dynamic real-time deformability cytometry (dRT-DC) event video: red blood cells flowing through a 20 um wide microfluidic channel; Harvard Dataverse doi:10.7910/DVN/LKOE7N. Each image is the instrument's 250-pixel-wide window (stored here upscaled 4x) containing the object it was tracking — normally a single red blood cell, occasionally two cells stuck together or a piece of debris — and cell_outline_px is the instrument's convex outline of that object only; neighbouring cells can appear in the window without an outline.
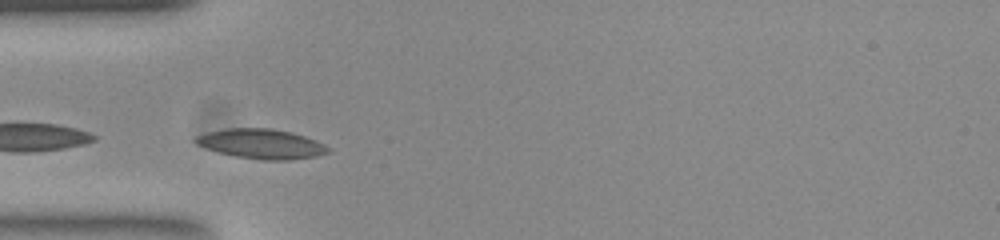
{"species": "common noctule bat (a hibernating species)", "species_latin": "Nyctalus noctula", "temperature_condition": "room temperature", "stored_images_in_passage": 30, "camera_frame_rate_fps": 3000, "um_per_image_px": 0.085, "animal": {"sex": "female", "body_mass_g": 23.0, "forearm_length_mm": 53.4}, "frame": {"image": 1, "passage_image": 5, "time_ms": 1.333, "image_size_px": [1000, 240], "cell_outline_px": [[328, 152], [316, 156], [288, 160], [264, 160], [236, 156], [220, 152], [196, 144], [192, 140], [196, 136], [208, 132], [224, 128], [272, 128], [292, 132], [304, 136], [324, 144], [328, 148]], "centroid_in_image_um": [22.2, 12.21], "position_along_channel_um": 62.8, "area_um2": 22.72}}
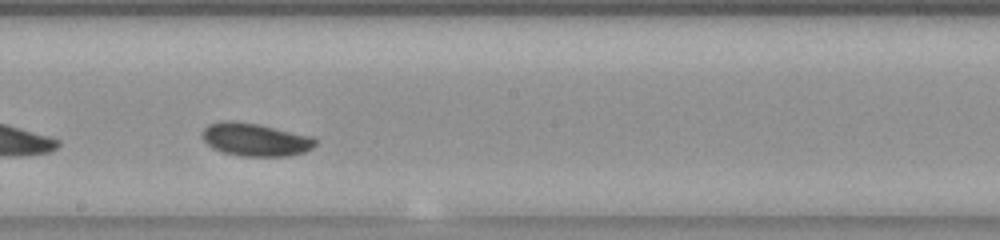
{"frame": {"image": 2, "passage_image": 18, "time_ms": 5.667, "image_size_px": [1000, 240], "cell_outline_px": [[316, 144], [312, 148], [304, 152], [288, 156], [240, 156], [224, 152], [212, 148], [204, 140], [204, 128], [208, 124], [224, 120], [232, 120], [256, 124], [312, 136], [316, 140]], "centroid_in_image_um": [21.71, 11.87], "position_along_channel_um": 226.5, "area_um2": 21.5}, "authors_computed_cell_mechanics": {"area_um2": 21.1259, "velocity_mm_per_s": 3.7989, "shape_relaxation_time_tau1_ms": 6.5742, "shape_relaxation_time_tau2_ms": null, "deformation_change_tau1": 0.1495, "deformation_change_tau2": null}}